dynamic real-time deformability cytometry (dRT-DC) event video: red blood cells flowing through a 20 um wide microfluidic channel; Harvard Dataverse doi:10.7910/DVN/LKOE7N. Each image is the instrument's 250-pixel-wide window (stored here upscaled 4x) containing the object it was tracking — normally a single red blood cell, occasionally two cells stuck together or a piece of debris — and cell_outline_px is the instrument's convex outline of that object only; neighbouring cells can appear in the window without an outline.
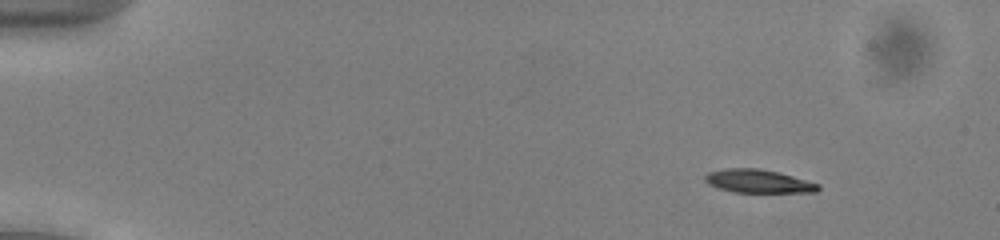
{"species": "common noctule bat (a hibernating species)", "species_latin": "Nyctalus noctula", "temperature_condition": "cold", "stored_images_in_passage": 48, "camera_frame_rate_fps": 3000, "um_per_image_px": 0.085, "animal": {"sex": "male", "body_mass_g": 13.0, "forearm_length_mm": 53.1}, "frame": {"image": 1, "passage_image": 1, "time_ms": 0.0, "image_size_px": [1000, 240], "cell_outline_px": [[820, 188], [816, 192], [732, 192], [708, 184], [704, 180], [704, 176], [708, 172], [724, 168], [760, 168], [780, 172], [820, 184]], "centroid_in_image_um": [64.45, 15.39], "position_along_channel_um": 20.6, "area_um2": 15.49}}
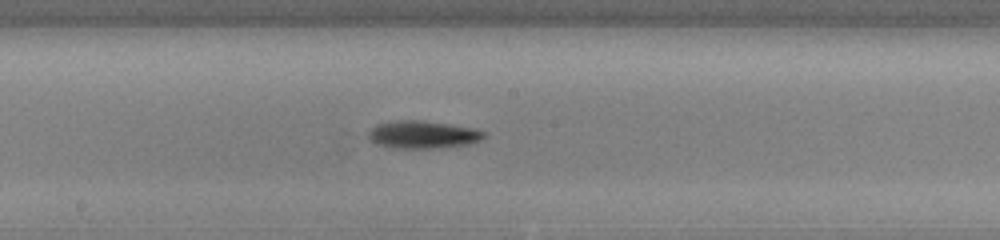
{"frame": {"image": 2, "passage_image": 24, "time_ms": 7.667, "image_size_px": [1000, 240], "cell_outline_px": [[488, 132], [484, 140], [468, 144], [432, 148], [392, 148], [368, 140], [368, 132], [376, 124], [396, 120], [424, 120], [476, 128]], "centroid_in_image_um": [35.99, 11.43], "position_along_channel_um": 212.2, "area_um2": 18.9}}
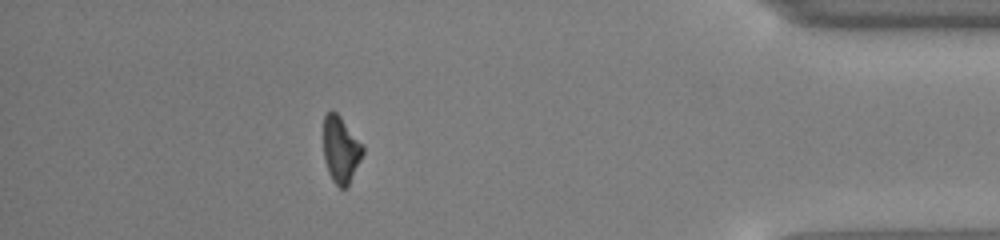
{"frame": {"image": 3, "passage_image": 42, "time_ms": 13.667, "image_size_px": [1000, 240], "cell_outline_px": [[364, 152], [348, 188], [340, 188], [332, 180], [328, 172], [324, 160], [324, 116], [332, 108], [340, 116], [364, 144]], "centroid_in_image_um": [28.99, 12.72], "position_along_channel_um": 406.2, "area_um2": 15.55}, "authors_computed_cell_mechanics": {"area_um2": 16.6753, "velocity_mm_per_s": 3.9328, "shape_relaxation_time_tau1_ms": 1.8711, "shape_relaxation_time_tau2_ms": null, "deformation_change_tau1": 0.1317, "deformation_change_tau2": null}}